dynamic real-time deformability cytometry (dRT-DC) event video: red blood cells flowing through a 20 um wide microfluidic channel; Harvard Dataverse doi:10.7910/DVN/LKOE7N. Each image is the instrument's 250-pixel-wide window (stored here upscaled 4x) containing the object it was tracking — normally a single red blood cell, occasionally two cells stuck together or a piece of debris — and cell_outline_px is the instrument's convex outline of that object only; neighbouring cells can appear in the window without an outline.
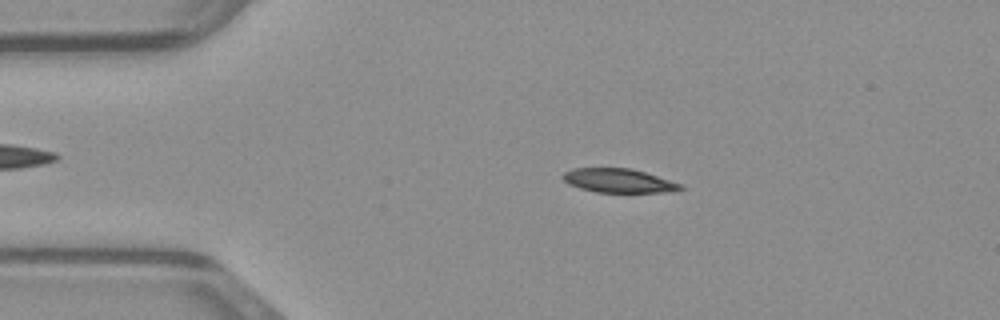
{"species": "common noctule bat (a hibernating species)", "species_latin": "Nyctalus noctula", "temperature_condition": "warm", "stored_images_in_passage": 46, "camera_frame_rate_fps": 3000, "um_per_image_px": 0.085, "animal": {"sex": "male", "body_mass_g": 23.1, "forearm_length_mm": 52.7}, "frame": {"image": 1, "passage_image": 7, "time_ms": 2.0, "image_size_px": [1000, 320], "cell_outline_px": [[684, 188], [664, 192], [596, 192], [580, 188], [568, 184], [560, 176], [564, 172], [572, 168], [632, 168], [684, 184]], "centroid_in_image_um": [52.57, 15.34], "position_along_channel_um": 32.4, "area_um2": 16.47}}
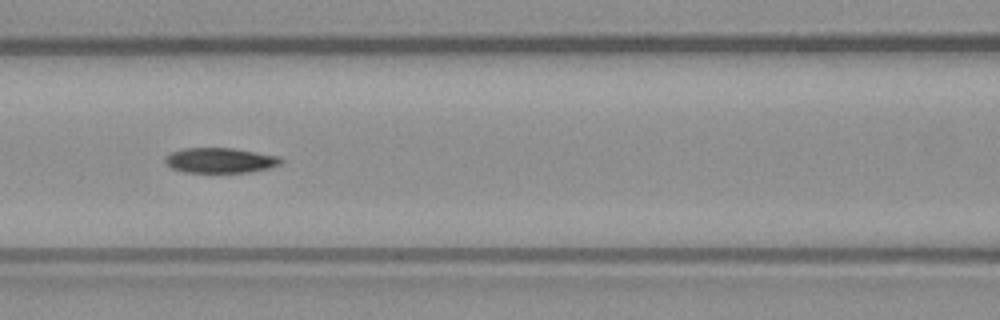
{"frame": {"image": 2, "passage_image": 18, "time_ms": 5.667, "image_size_px": [1000, 320], "cell_outline_px": [[284, 160], [280, 164], [272, 168], [248, 172], [184, 172], [172, 168], [164, 164], [164, 156], [168, 152], [184, 148], [232, 148], [280, 156]], "centroid_in_image_um": [18.69, 13.63], "position_along_channel_um": 147.9, "area_um2": 17.22}}
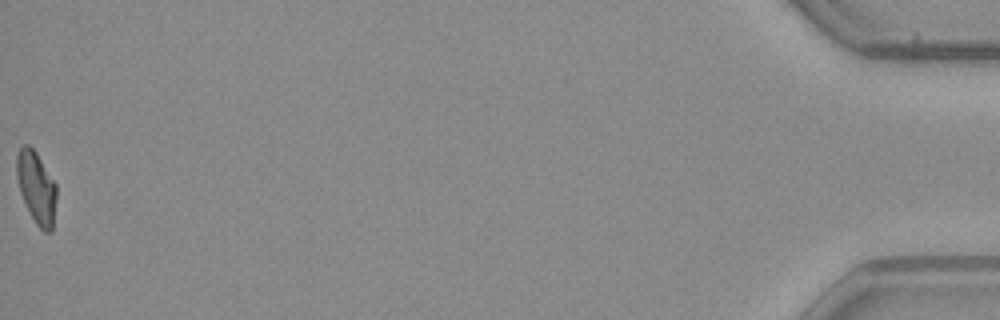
{"frame": {"image": 3, "passage_image": 46, "time_ms": 15.0, "image_size_px": [1000, 320], "cell_outline_px": [[56, 200], [52, 232], [44, 232], [36, 224], [20, 192], [16, 176], [16, 156], [20, 148], [24, 144], [28, 144], [36, 152], [56, 184]], "centroid_in_image_um": [3.09, 15.93], "position_along_channel_um": 432.1, "area_um2": 16.59}}